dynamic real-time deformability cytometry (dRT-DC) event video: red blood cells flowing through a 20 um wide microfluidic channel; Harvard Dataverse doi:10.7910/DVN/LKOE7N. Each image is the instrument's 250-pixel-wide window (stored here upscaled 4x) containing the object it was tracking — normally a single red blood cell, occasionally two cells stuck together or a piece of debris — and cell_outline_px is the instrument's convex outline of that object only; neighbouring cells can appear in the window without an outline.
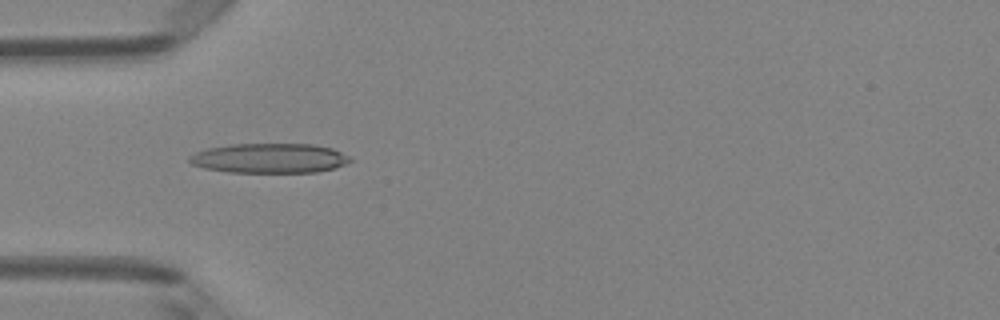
{"species": "Egyptian fruit bat (a non-hibernating species)", "species_latin": "Rousettus aegyptiacus", "temperature_condition": "room temperature", "stored_images_in_passage": 46, "camera_frame_rate_fps": 3000, "um_per_image_px": 0.085, "animal": {"sex": "female"}, "frame": {"image": 1, "passage_image": 13, "time_ms": 4.0, "image_size_px": [1000, 320], "cell_outline_px": [[352, 160], [336, 168], [316, 172], [228, 172], [204, 168], [192, 164], [188, 160], [188, 156], [196, 152], [208, 148], [232, 144], [312, 144], [332, 148], [348, 156]], "centroid_in_image_um": [22.89, 13.45], "position_along_channel_um": 62.1, "area_um2": 27.74}}
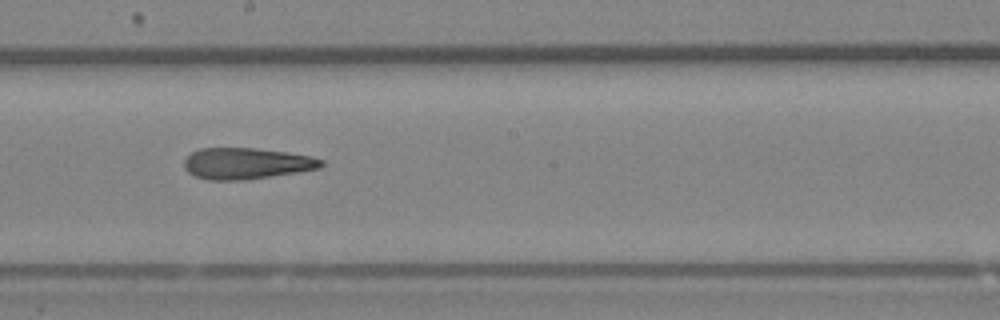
{"frame": {"image": 2, "passage_image": 25, "time_ms": 8.0, "image_size_px": [1000, 320], "cell_outline_px": [[324, 164], [320, 168], [296, 172], [244, 180], [208, 180], [196, 176], [188, 172], [184, 168], [184, 160], [192, 152], [200, 148], [256, 148], [288, 152], [312, 156], [324, 160]], "centroid_in_image_um": [20.95, 13.89], "position_along_channel_um": 227.2, "area_um2": 24.97}}
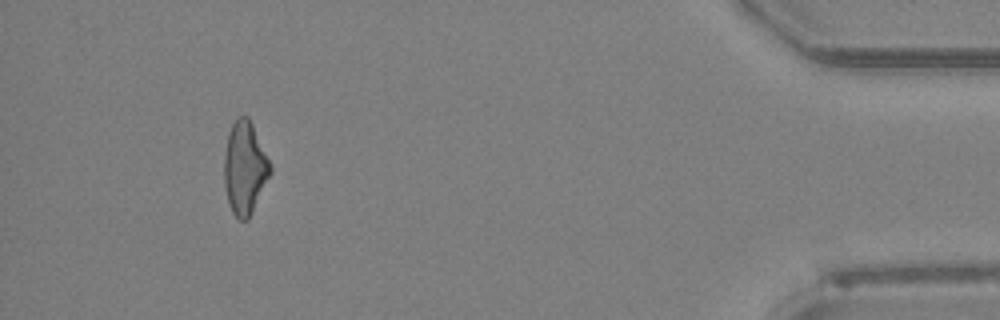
{"frame": {"image": 3, "passage_image": 43, "time_ms": 14.0, "image_size_px": [1000, 320], "cell_outline_px": [[272, 172], [248, 220], [240, 220], [232, 212], [228, 200], [224, 184], [224, 156], [228, 132], [236, 116], [248, 116], [272, 164]], "centroid_in_image_um": [20.81, 14.25], "position_along_channel_um": 414.4, "area_um2": 25.03}, "authors_computed_cell_mechanics": {"area_um2": 25.2586, "velocity_mm_per_s": 4.1782, "shape_relaxation_time_tau1_ms": null, "shape_relaxation_time_tau2_ms": 7.2956, "deformation_change_tau1": null, "deformation_change_tau2": 0.2458}}